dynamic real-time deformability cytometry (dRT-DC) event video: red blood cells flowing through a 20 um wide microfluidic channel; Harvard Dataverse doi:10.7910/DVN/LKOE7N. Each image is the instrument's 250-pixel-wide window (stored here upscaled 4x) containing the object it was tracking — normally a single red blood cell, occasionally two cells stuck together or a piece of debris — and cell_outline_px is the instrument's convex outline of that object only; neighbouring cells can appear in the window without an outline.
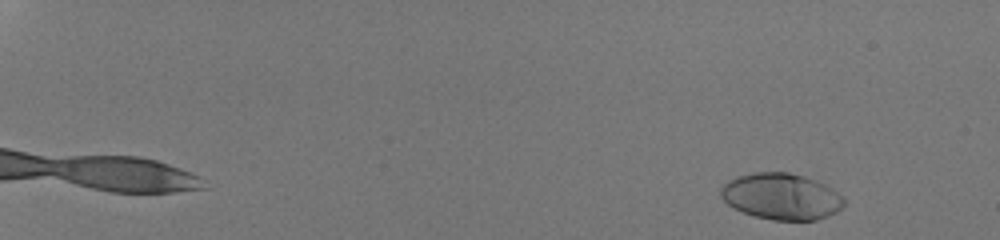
{"species": "human", "species_latin": "Homo sapiens", "temperature_condition": "room temperature", "stored_images_in_passage": 46, "camera_frame_rate_fps": 3000, "um_per_image_px": 0.085, "donor": {"sex": "male"}, "frame": {"image": 1, "passage_image": 2, "time_ms": 0.333, "image_size_px": [1000, 240], "cell_outline_px": [[844, 204], [836, 212], [828, 216], [816, 220], [772, 220], [756, 216], [732, 208], [720, 196], [720, 188], [728, 180], [736, 176], [756, 172], [788, 172], [804, 176], [816, 180], [832, 188], [844, 200]], "centroid_in_image_um": [66.38, 16.69], "position_along_channel_um": 18.6, "area_um2": 33.23}}
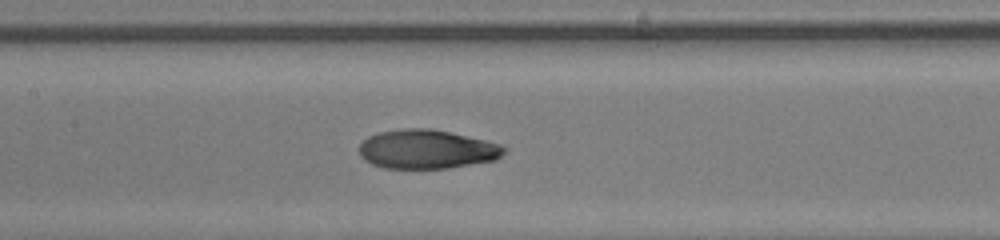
{"frame": {"image": 2, "passage_image": 28, "time_ms": 9.0, "image_size_px": [1000, 240], "cell_outline_px": [[508, 148], [496, 160], [448, 168], [384, 168], [372, 164], [364, 160], [360, 156], [360, 144], [368, 136], [380, 132], [400, 128], [432, 128], [484, 140], [500, 144]], "centroid_in_image_um": [36.27, 12.68], "position_along_channel_um": 171.1, "area_um2": 32.95}}
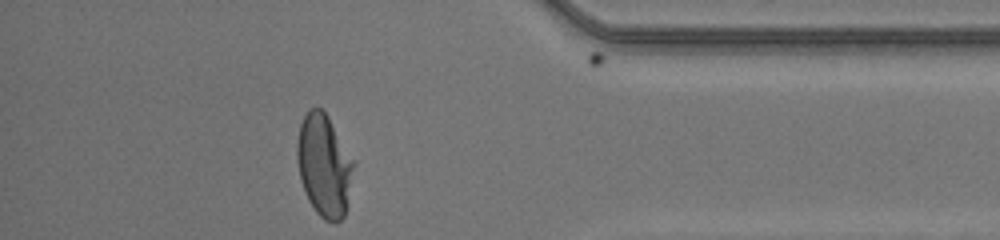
{"frame": {"image": 3, "passage_image": 46, "time_ms": 15.0, "image_size_px": [1000, 240], "cell_outline_px": [[356, 164], [348, 204], [344, 216], [336, 224], [332, 224], [324, 220], [316, 212], [308, 200], [300, 180], [296, 156], [296, 144], [300, 124], [308, 108], [320, 108], [328, 116], [356, 160]], "centroid_in_image_um": [27.58, 14.08], "position_along_channel_um": 407.6, "area_um2": 34.62}, "authors_computed_cell_mechanics": {"area_um2": 33.0616, "velocity_mm_per_s": 4.2366, "shape_relaxation_time_tau1_ms": 4.4209, "shape_relaxation_time_tau2_ms": 0.8045, "deformation_change_tau1": 0.2432, "deformation_change_tau2": 0.0519}}